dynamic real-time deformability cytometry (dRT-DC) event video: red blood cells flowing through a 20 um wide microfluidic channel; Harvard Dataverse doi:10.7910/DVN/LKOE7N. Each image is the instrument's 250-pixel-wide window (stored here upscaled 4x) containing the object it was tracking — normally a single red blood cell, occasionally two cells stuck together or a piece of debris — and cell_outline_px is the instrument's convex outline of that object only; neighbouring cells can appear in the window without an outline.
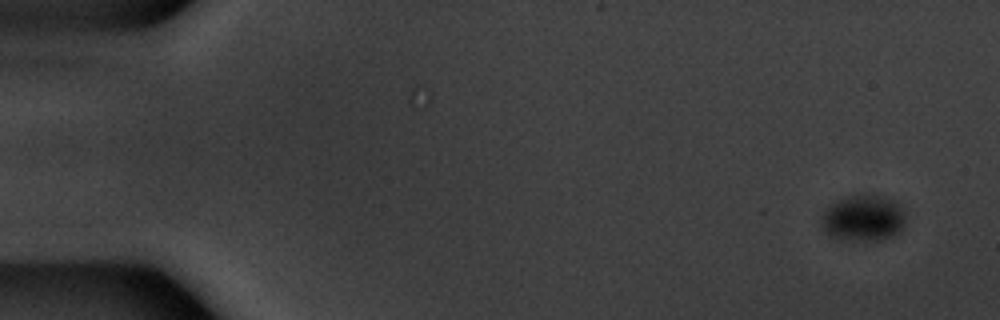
{"species": "common noctule bat (a hibernating species)", "species_latin": "Nyctalus noctula", "temperature_condition": "warm", "stored_images_in_passage": 12, "camera_frame_rate_fps": 3000, "um_per_image_px": 0.085, "animal": {"sex": "male", "body_mass_g": 20.1, "forearm_length_mm": 53.5}, "frame": {"image": 1, "passage_image": 1, "time_ms": 0.0, "image_size_px": [1000, 320], "cell_outline_px": [[904, 224], [900, 232], [892, 236], [880, 240], [840, 240], [828, 236], [820, 224], [820, 216], [828, 204], [836, 200], [848, 196], [864, 192], [884, 196], [892, 200], [904, 212]], "centroid_in_image_um": [73.3, 18.52], "position_along_channel_um": 11.7, "area_um2": 23.29}}